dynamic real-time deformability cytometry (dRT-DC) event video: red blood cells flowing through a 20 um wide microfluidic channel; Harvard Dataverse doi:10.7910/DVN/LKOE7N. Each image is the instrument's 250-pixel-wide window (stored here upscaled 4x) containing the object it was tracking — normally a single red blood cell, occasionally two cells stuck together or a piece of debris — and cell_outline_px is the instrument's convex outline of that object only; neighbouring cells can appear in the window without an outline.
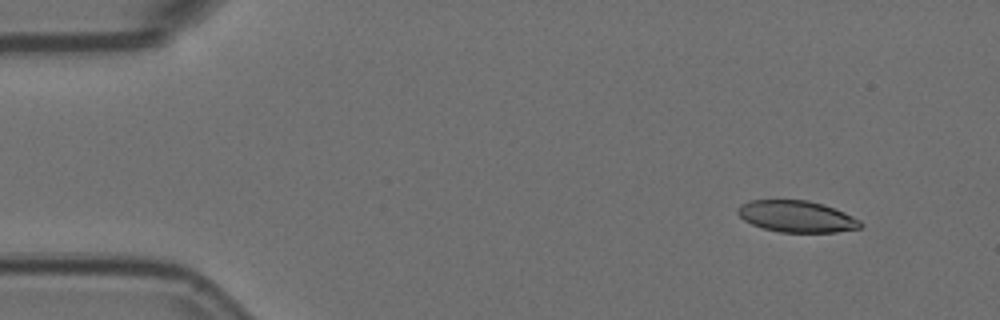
{"species": "Egyptian fruit bat (a non-hibernating species)", "species_latin": "Rousettus aegyptiacus", "temperature_condition": "room temperature", "stored_images_in_passage": 6, "camera_frame_rate_fps": 3000, "um_per_image_px": 0.085, "animal": {"sex": "female"}, "frame": {"image": 1, "passage_image": 2, "time_ms": 0.333, "image_size_px": [1000, 320], "cell_outline_px": [[864, 224], [860, 228], [836, 232], [780, 232], [764, 228], [752, 224], [744, 220], [736, 212], [740, 204], [748, 200], [808, 200], [824, 204], [844, 212], [860, 220]], "centroid_in_image_um": [67.72, 18.39], "position_along_channel_um": 17.3, "area_um2": 22.6}}
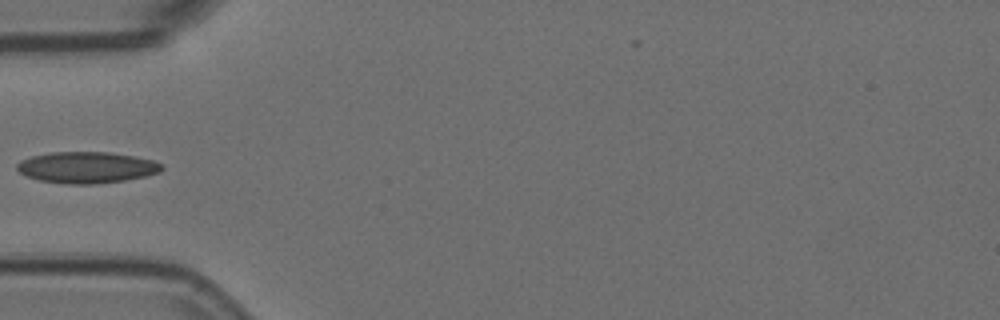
{"frame": {"image": 2, "passage_image": 5, "time_ms": 1.333, "image_size_px": [1000, 320], "cell_outline_px": [[164, 168], [160, 172], [144, 176], [124, 180], [96, 184], [68, 184], [40, 180], [28, 176], [20, 172], [16, 168], [16, 164], [20, 160], [32, 156], [52, 152], [108, 152], [132, 156], [152, 160], [164, 164]], "centroid_in_image_um": [7.38, 14.23], "position_along_channel_um": 77.6, "area_um2": 26.3}}
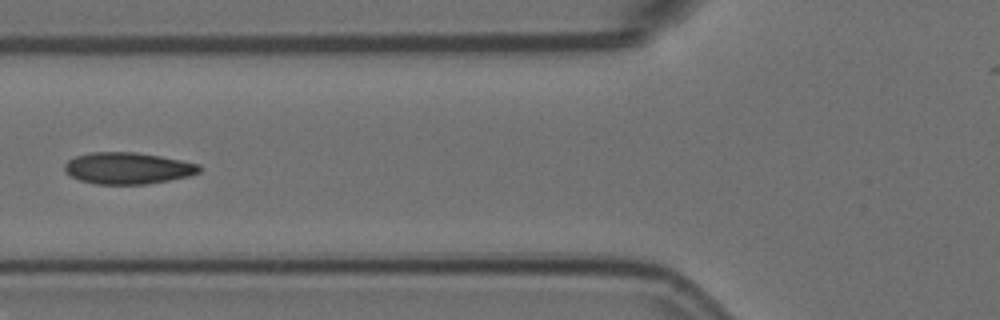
{"frame": {"image": 3, "passage_image": 6, "time_ms": 1.667, "image_size_px": [1000, 320], "cell_outline_px": [[200, 172], [188, 176], [168, 180], [144, 184], [96, 184], [80, 180], [64, 172], [64, 164], [68, 160], [76, 156], [92, 152], [136, 152], [160, 156], [200, 164]], "centroid_in_image_um": [10.84, 14.29], "position_along_channel_um": 115.0, "area_um2": 24.68}}